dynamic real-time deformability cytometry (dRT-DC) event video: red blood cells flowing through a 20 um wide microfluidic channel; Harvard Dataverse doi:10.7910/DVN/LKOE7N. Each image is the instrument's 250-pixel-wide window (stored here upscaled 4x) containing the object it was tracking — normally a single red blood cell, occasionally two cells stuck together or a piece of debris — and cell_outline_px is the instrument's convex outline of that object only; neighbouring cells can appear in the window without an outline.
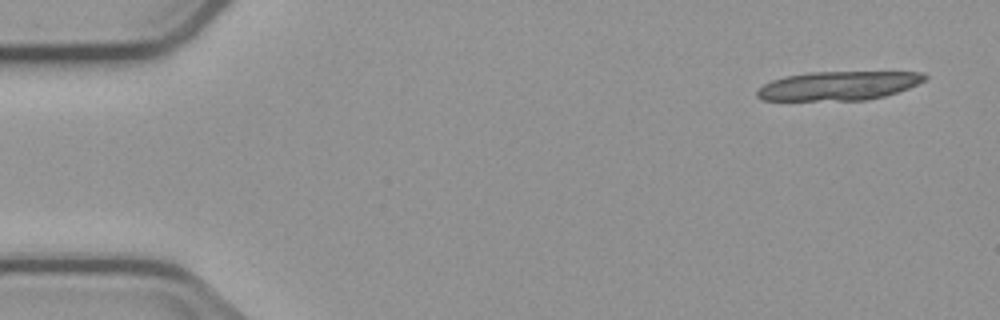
{"species": "common noctule bat (a hibernating species)", "species_latin": "Nyctalus noctula", "temperature_condition": "cold", "stored_images_in_passage": 6, "camera_frame_rate_fps": 3000, "um_per_image_px": 0.085, "animal": {"sex": "male", "body_mass_g": 23.1, "forearm_length_mm": 52.7}, "frame": {"image": 1, "passage_image": 1, "time_ms": 0.0, "image_size_px": [1000, 320], "cell_outline_px": [[928, 76], [924, 80], [908, 88], [884, 96], [864, 100], [764, 100], [756, 96], [756, 92], [764, 84], [772, 80], [784, 76], [812, 72], [924, 72]], "centroid_in_image_um": [71.26, 7.28], "position_along_channel_um": 13.7, "area_um2": 28.03}}
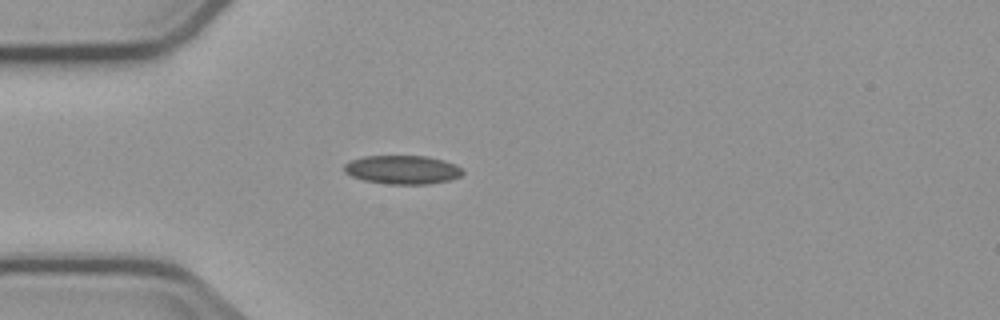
{"frame": {"image": 2, "passage_image": 5, "time_ms": 8.333, "image_size_px": [1000, 320], "cell_outline_px": [[464, 172], [460, 176], [448, 180], [428, 184], [388, 184], [364, 180], [352, 176], [344, 172], [344, 164], [352, 160], [364, 156], [428, 156], [444, 160], [456, 164]], "centroid_in_image_um": [34.21, 14.42], "position_along_channel_um": 50.8, "area_um2": 19.77}}